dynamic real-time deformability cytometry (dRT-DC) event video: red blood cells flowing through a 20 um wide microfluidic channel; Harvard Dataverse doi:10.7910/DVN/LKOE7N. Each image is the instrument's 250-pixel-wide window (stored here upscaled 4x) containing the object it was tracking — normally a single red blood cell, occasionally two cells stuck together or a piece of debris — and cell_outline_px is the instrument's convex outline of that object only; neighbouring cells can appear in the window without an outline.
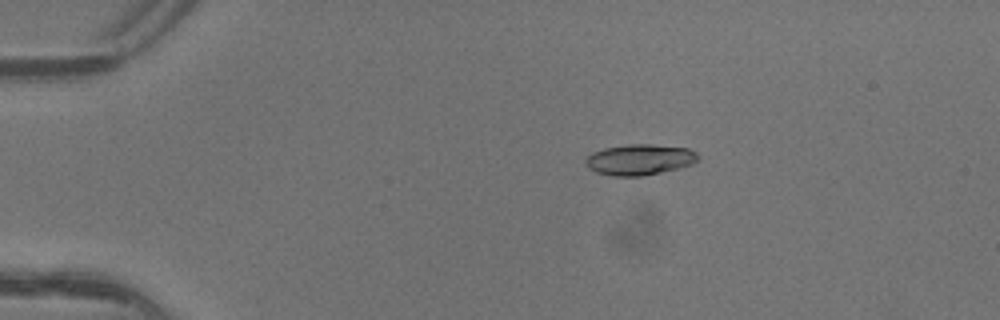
{"species": "common noctule bat (a hibernating species)", "species_latin": "Nyctalus noctula", "temperature_condition": "warm", "stored_images_in_passage": 5, "camera_frame_rate_fps": 3000, "um_per_image_px": 0.085, "animal": {"sex": "female"}, "frame": {"image": 1, "passage_image": 3, "time_ms": 0.667, "image_size_px": [1000, 320], "cell_outline_px": [[700, 160], [692, 164], [680, 168], [644, 176], [612, 176], [596, 172], [588, 168], [584, 160], [592, 152], [604, 148], [628, 144], [652, 144], [688, 148], [696, 152], [700, 156]], "centroid_in_image_um": [54.39, 13.57], "position_along_channel_um": 30.6, "area_um2": 20.46}}